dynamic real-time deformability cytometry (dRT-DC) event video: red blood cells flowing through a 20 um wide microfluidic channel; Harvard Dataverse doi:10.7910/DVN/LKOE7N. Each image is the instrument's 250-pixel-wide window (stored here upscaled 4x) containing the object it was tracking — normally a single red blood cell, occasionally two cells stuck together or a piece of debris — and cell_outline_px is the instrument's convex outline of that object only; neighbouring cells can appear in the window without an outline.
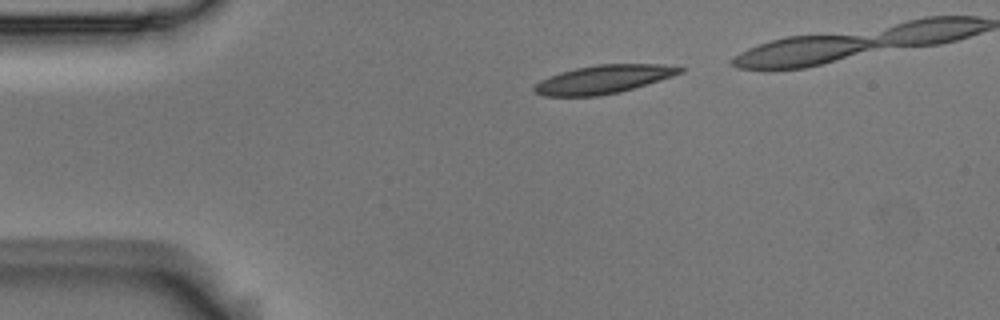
{"species": "Egyptian fruit bat (a non-hibernating species)", "species_latin": "Rousettus aegyptiacus", "temperature_condition": "room temperature", "stored_images_in_passage": 5, "camera_frame_rate_fps": 3000, "um_per_image_px": 0.085, "animal": {"sex": "male"}, "frame": {"image": 1, "passage_image": 5, "time_ms": 1.333, "image_size_px": [1000, 320], "cell_outline_px": [[684, 72], [660, 80], [620, 92], [596, 96], [544, 96], [536, 92], [532, 88], [540, 80], [560, 72], [576, 68], [600, 64], [664, 64], [684, 68]], "centroid_in_image_um": [51.3, 6.74], "position_along_channel_um": 33.7, "area_um2": 23.93}}